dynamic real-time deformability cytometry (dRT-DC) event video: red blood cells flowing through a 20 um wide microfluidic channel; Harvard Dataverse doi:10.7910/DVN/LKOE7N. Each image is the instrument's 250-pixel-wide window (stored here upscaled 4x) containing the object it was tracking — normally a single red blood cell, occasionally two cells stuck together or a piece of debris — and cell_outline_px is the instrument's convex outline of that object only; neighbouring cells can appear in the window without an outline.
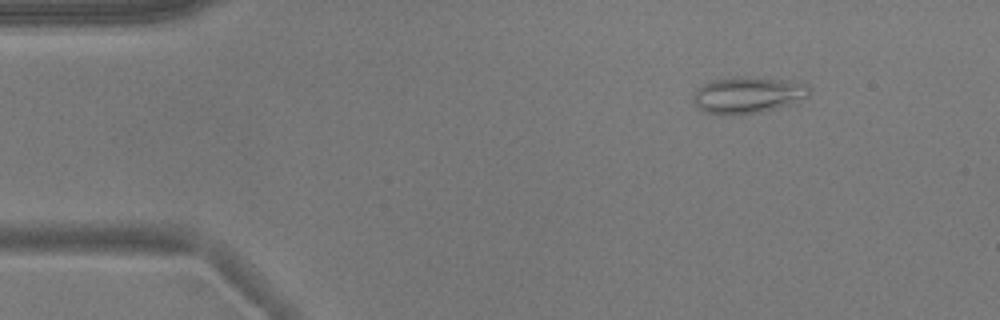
{"species": "common noctule bat (a hibernating species)", "species_latin": "Nyctalus noctula", "temperature_condition": "warm", "stored_images_in_passage": 5, "camera_frame_rate_fps": 3000, "um_per_image_px": 0.085, "animal": {"sex": "male", "body_mass_g": 17.9}, "frame": {"image": 1, "passage_image": 2, "time_ms": 1.333, "image_size_px": [1000, 320], "cell_outline_px": [[812, 92], [808, 96], [796, 104], [760, 112], [732, 116], [704, 112], [696, 108], [692, 100], [692, 96], [696, 88], [712, 80], [800, 80], [808, 84], [812, 88]], "centroid_in_image_um": [63.62, 8.14], "position_along_channel_um": 21.4, "area_um2": 24.51}}